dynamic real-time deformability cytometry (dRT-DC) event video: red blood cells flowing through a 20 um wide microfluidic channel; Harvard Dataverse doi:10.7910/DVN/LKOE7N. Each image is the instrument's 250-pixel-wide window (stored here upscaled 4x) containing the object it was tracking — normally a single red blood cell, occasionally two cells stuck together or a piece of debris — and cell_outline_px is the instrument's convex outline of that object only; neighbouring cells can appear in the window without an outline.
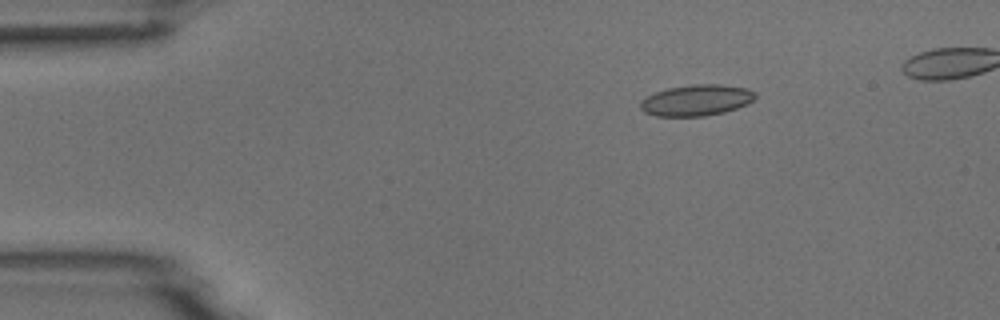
{"species": "common noctule bat (a hibernating species)", "species_latin": "Nyctalus noctula", "temperature_condition": "room temperature", "stored_images_in_passage": 6, "camera_frame_rate_fps": 3000, "um_per_image_px": 0.085, "animal": {"sex": "male", "body_mass_g": 18.8}, "frame": {"image": 1, "passage_image": 3, "time_ms": 2.333, "image_size_px": [1000, 320], "cell_outline_px": [[756, 96], [748, 104], [724, 112], [704, 116], [656, 116], [644, 112], [640, 108], [640, 100], [656, 92], [668, 88], [696, 84], [720, 84], [748, 88], [756, 92]], "centroid_in_image_um": [59.21, 8.52], "position_along_channel_um": 25.8, "area_um2": 20.81}}